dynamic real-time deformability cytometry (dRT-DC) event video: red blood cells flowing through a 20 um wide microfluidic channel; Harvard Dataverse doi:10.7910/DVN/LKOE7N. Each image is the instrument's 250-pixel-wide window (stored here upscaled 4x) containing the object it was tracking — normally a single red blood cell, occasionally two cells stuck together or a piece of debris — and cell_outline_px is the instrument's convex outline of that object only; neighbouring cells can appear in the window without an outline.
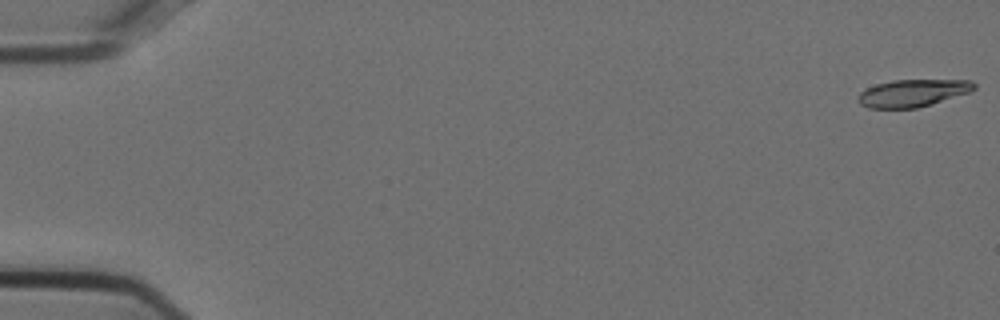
{"species": "Egyptian fruit bat (a non-hibernating species)", "species_latin": "Rousettus aegyptiacus", "temperature_condition": "cold", "stored_images_in_passage": 55, "camera_frame_rate_fps": 3000, "um_per_image_px": 0.085, "animal": {"sex": "female"}, "frame": {"image": 1, "passage_image": 1, "time_ms": 0.0, "image_size_px": [1000, 320], "cell_outline_px": [[976, 88], [968, 92], [932, 104], [916, 108], [868, 108], [860, 104], [856, 100], [856, 96], [860, 92], [876, 84], [892, 80], [972, 80], [976, 84]], "centroid_in_image_um": [77.54, 7.91], "position_along_channel_um": 7.5, "area_um2": 18.5}}
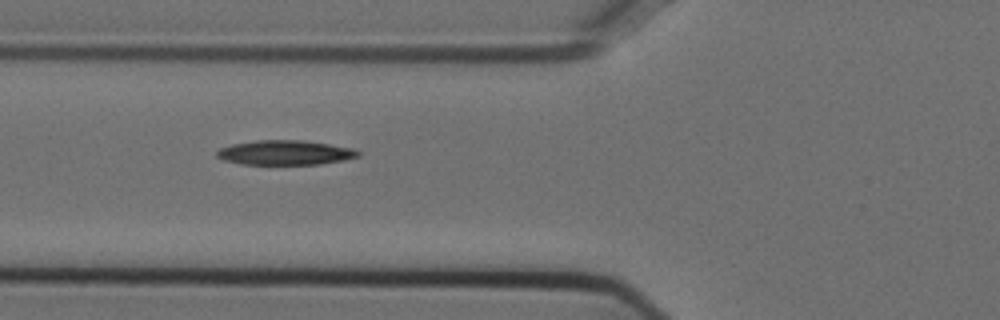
{"frame": {"image": 2, "passage_image": 21, "time_ms": 6.667, "image_size_px": [1000, 320], "cell_outline_px": [[360, 156], [344, 160], [320, 164], [240, 164], [224, 160], [216, 156], [216, 152], [220, 148], [232, 144], [256, 140], [304, 140], [356, 148], [360, 152]], "centroid_in_image_um": [24.27, 12.97], "position_along_channel_um": 101.5, "area_um2": 20.4}}
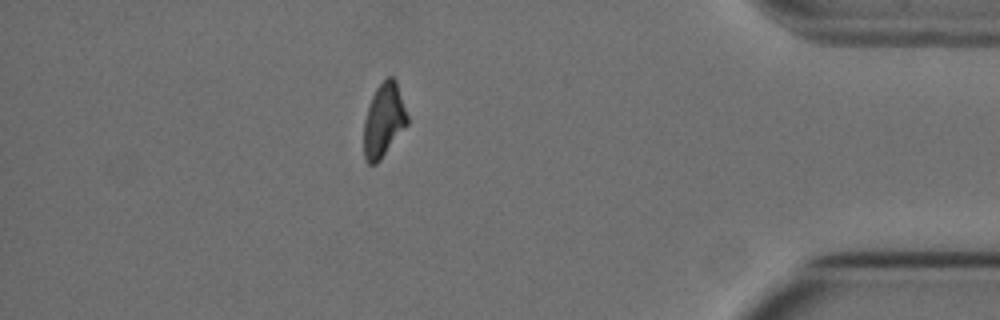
{"frame": {"image": 3, "passage_image": 48, "time_ms": 15.667, "image_size_px": [1000, 320], "cell_outline_px": [[408, 124], [380, 160], [376, 164], [368, 164], [364, 160], [364, 120], [372, 96], [376, 88], [388, 76], [392, 76], [396, 80], [408, 116]], "centroid_in_image_um": [32.62, 10.23], "position_along_channel_um": 402.6, "area_um2": 18.61}}